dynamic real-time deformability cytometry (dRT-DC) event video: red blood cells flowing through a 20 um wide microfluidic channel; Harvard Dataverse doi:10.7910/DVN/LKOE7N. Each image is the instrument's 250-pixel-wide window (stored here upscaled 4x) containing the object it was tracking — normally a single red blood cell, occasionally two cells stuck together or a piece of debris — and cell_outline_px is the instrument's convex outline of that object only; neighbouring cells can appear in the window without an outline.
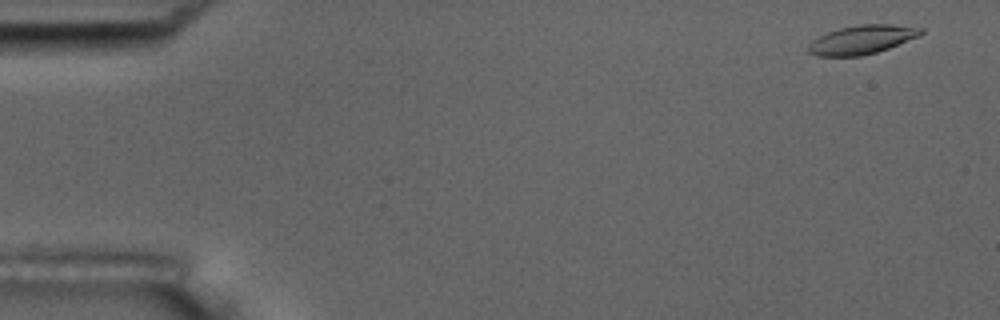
{"species": "common noctule bat (a hibernating species)", "species_latin": "Nyctalus noctula", "temperature_condition": "room temperature", "stored_images_in_passage": 5, "camera_frame_rate_fps": 3000, "um_per_image_px": 0.085, "animal": {"sex": "male", "body_mass_g": 17.5, "forearm_length_mm": 52.3}, "frame": {"image": 1, "passage_image": 1, "time_ms": 0.0, "image_size_px": [1000, 320], "cell_outline_px": [[924, 32], [920, 36], [888, 48], [876, 52], [860, 56], [816, 56], [808, 52], [808, 44], [812, 40], [828, 32], [840, 28], [860, 24], [892, 24], [924, 28]], "centroid_in_image_um": [73.28, 3.36], "position_along_channel_um": 11.7, "area_um2": 18.9}}
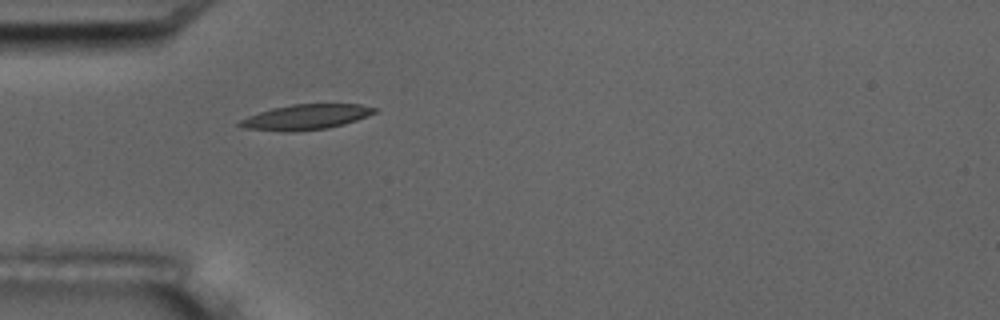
{"frame": {"image": 2, "passage_image": 5, "time_ms": 4.667, "image_size_px": [1000, 320], "cell_outline_px": [[376, 112], [356, 120], [344, 124], [328, 128], [284, 132], [244, 128], [236, 124], [240, 120], [248, 116], [272, 108], [292, 104], [360, 104], [376, 108]], "centroid_in_image_um": [25.97, 9.94], "position_along_channel_um": 59.0, "area_um2": 19.65}}